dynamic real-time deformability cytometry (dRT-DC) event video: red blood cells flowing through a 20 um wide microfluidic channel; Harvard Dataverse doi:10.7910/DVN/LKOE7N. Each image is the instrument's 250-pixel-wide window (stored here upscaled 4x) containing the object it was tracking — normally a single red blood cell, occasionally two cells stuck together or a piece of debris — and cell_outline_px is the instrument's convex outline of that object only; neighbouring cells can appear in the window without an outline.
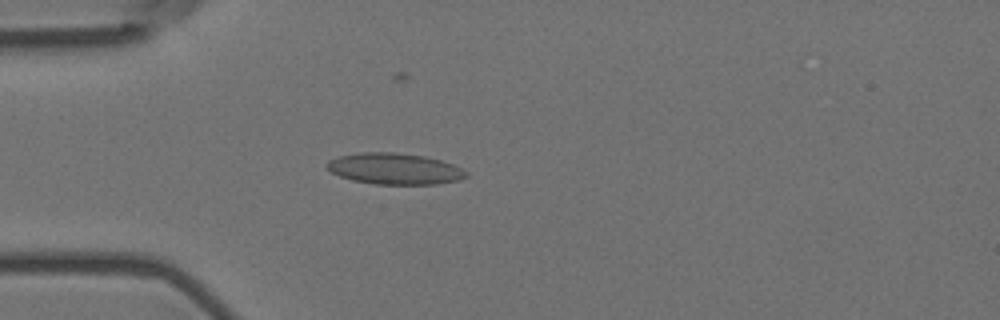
{"species": "Egyptian fruit bat (a non-hibernating species)", "species_latin": "Rousettus aegyptiacus", "temperature_condition": "room temperature", "stored_images_in_passage": 5, "camera_frame_rate_fps": 3000, "um_per_image_px": 0.085, "animal": {"sex": "female"}, "frame": {"image": 1, "passage_image": 4, "time_ms": 1.0, "image_size_px": [1000, 320], "cell_outline_px": [[468, 176], [460, 180], [436, 184], [376, 184], [352, 180], [340, 176], [332, 172], [324, 164], [328, 160], [340, 156], [360, 152], [396, 152], [424, 156], [440, 160], [452, 164], [468, 172]], "centroid_in_image_um": [33.54, 14.34], "position_along_channel_um": 51.5, "area_um2": 25.32}}